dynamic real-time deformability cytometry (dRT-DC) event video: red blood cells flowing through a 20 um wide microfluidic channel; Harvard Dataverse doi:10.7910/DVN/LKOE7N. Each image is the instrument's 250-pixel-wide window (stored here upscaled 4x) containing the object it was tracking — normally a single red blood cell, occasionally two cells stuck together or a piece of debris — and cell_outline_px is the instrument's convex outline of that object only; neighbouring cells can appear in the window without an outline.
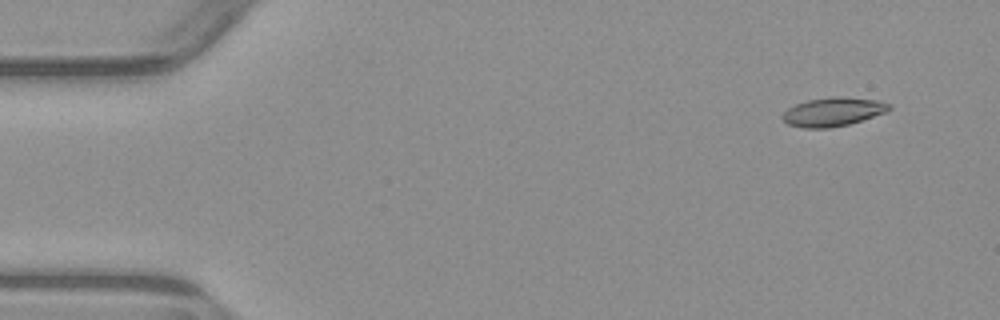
{"species": "common noctule bat (a hibernating species)", "species_latin": "Nyctalus noctula", "temperature_condition": "warm", "stored_images_in_passage": 4, "camera_frame_rate_fps": 3000, "um_per_image_px": 0.085, "animal": {"sex": "male", "body_mass_g": 23.1, "forearm_length_mm": 52.7}, "frame": {"image": 1, "passage_image": 1, "time_ms": 0.0, "image_size_px": [1000, 320], "cell_outline_px": [[892, 108], [884, 112], [848, 124], [828, 128], [804, 128], [788, 124], [780, 116], [788, 108], [796, 104], [808, 100], [876, 100], [888, 104]], "centroid_in_image_um": [70.71, 9.57], "position_along_channel_um": 14.3, "area_um2": 16.47}}
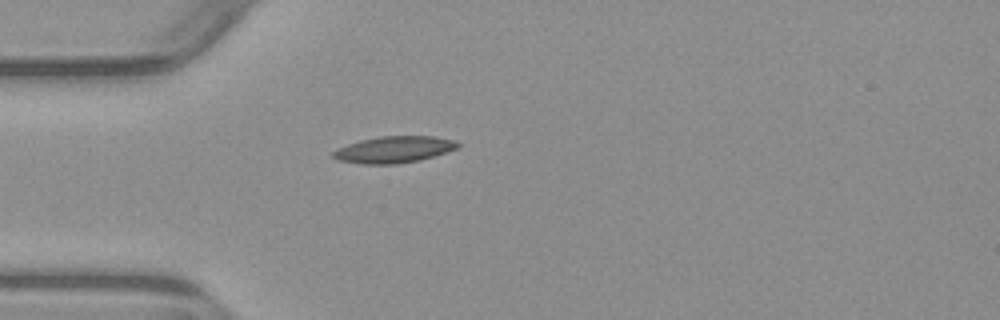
{"frame": {"image": 2, "passage_image": 4, "time_ms": 3.667, "image_size_px": [1000, 320], "cell_outline_px": [[460, 144], [456, 148], [420, 160], [396, 164], [364, 164], [336, 160], [332, 156], [332, 152], [336, 148], [360, 140], [380, 136], [436, 136], [456, 140]], "centroid_in_image_um": [33.45, 12.7], "position_along_channel_um": 51.6, "area_um2": 19.31}}